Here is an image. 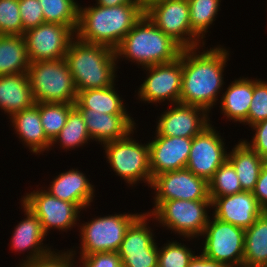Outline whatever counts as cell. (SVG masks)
Wrapping results in <instances>:
<instances>
[{
	"mask_svg": "<svg viewBox=\"0 0 267 267\" xmlns=\"http://www.w3.org/2000/svg\"><path fill=\"white\" fill-rule=\"evenodd\" d=\"M30 62L65 57L75 33L66 25L43 23L24 32Z\"/></svg>",
	"mask_w": 267,
	"mask_h": 267,
	"instance_id": "7c38bea8",
	"label": "cell"
},
{
	"mask_svg": "<svg viewBox=\"0 0 267 267\" xmlns=\"http://www.w3.org/2000/svg\"><path fill=\"white\" fill-rule=\"evenodd\" d=\"M96 1L97 5L105 7L118 6L126 3H140L139 0H96Z\"/></svg>",
	"mask_w": 267,
	"mask_h": 267,
	"instance_id": "ee69618b",
	"label": "cell"
},
{
	"mask_svg": "<svg viewBox=\"0 0 267 267\" xmlns=\"http://www.w3.org/2000/svg\"><path fill=\"white\" fill-rule=\"evenodd\" d=\"M243 265L267 267V216L264 213L245 230Z\"/></svg>",
	"mask_w": 267,
	"mask_h": 267,
	"instance_id": "f1b7e54d",
	"label": "cell"
},
{
	"mask_svg": "<svg viewBox=\"0 0 267 267\" xmlns=\"http://www.w3.org/2000/svg\"><path fill=\"white\" fill-rule=\"evenodd\" d=\"M35 104L27 73L0 76V108L11 117Z\"/></svg>",
	"mask_w": 267,
	"mask_h": 267,
	"instance_id": "603a6c76",
	"label": "cell"
},
{
	"mask_svg": "<svg viewBox=\"0 0 267 267\" xmlns=\"http://www.w3.org/2000/svg\"><path fill=\"white\" fill-rule=\"evenodd\" d=\"M195 254L177 241L166 243L158 249V267H187Z\"/></svg>",
	"mask_w": 267,
	"mask_h": 267,
	"instance_id": "e575fe53",
	"label": "cell"
},
{
	"mask_svg": "<svg viewBox=\"0 0 267 267\" xmlns=\"http://www.w3.org/2000/svg\"><path fill=\"white\" fill-rule=\"evenodd\" d=\"M182 49L144 14L122 39L115 54L117 59L123 56L145 68L175 60Z\"/></svg>",
	"mask_w": 267,
	"mask_h": 267,
	"instance_id": "277c9868",
	"label": "cell"
},
{
	"mask_svg": "<svg viewBox=\"0 0 267 267\" xmlns=\"http://www.w3.org/2000/svg\"><path fill=\"white\" fill-rule=\"evenodd\" d=\"M30 63L23 35H0V76L27 73Z\"/></svg>",
	"mask_w": 267,
	"mask_h": 267,
	"instance_id": "4316f807",
	"label": "cell"
},
{
	"mask_svg": "<svg viewBox=\"0 0 267 267\" xmlns=\"http://www.w3.org/2000/svg\"><path fill=\"white\" fill-rule=\"evenodd\" d=\"M165 0H139L141 7L143 9V11L145 12L148 8H150L151 6H153L156 3L162 2Z\"/></svg>",
	"mask_w": 267,
	"mask_h": 267,
	"instance_id": "f6af8a7d",
	"label": "cell"
},
{
	"mask_svg": "<svg viewBox=\"0 0 267 267\" xmlns=\"http://www.w3.org/2000/svg\"><path fill=\"white\" fill-rule=\"evenodd\" d=\"M91 140L84 118L81 112L74 107L67 117L65 126L62 128L58 136L51 143V147L60 143V147L71 149L87 144ZM87 142V143H86Z\"/></svg>",
	"mask_w": 267,
	"mask_h": 267,
	"instance_id": "4dcf8cb0",
	"label": "cell"
},
{
	"mask_svg": "<svg viewBox=\"0 0 267 267\" xmlns=\"http://www.w3.org/2000/svg\"><path fill=\"white\" fill-rule=\"evenodd\" d=\"M107 142L104 145L107 161L120 178L129 185L142 181L151 185L152 176L149 165V144L143 145L130 137Z\"/></svg>",
	"mask_w": 267,
	"mask_h": 267,
	"instance_id": "52a82bcc",
	"label": "cell"
},
{
	"mask_svg": "<svg viewBox=\"0 0 267 267\" xmlns=\"http://www.w3.org/2000/svg\"><path fill=\"white\" fill-rule=\"evenodd\" d=\"M59 253V254H58ZM73 255L72 250L68 252H54L50 251L49 253L40 256L29 262H23L19 267H64L65 262Z\"/></svg>",
	"mask_w": 267,
	"mask_h": 267,
	"instance_id": "f35d334b",
	"label": "cell"
},
{
	"mask_svg": "<svg viewBox=\"0 0 267 267\" xmlns=\"http://www.w3.org/2000/svg\"><path fill=\"white\" fill-rule=\"evenodd\" d=\"M78 110L84 118L90 138L101 142V145L123 139L135 128L136 123L129 114H104L93 109Z\"/></svg>",
	"mask_w": 267,
	"mask_h": 267,
	"instance_id": "ffe728a7",
	"label": "cell"
},
{
	"mask_svg": "<svg viewBox=\"0 0 267 267\" xmlns=\"http://www.w3.org/2000/svg\"><path fill=\"white\" fill-rule=\"evenodd\" d=\"M21 201L39 218L46 235L51 228L66 231L75 226L81 211L76 204L58 199L47 190H34L27 193Z\"/></svg>",
	"mask_w": 267,
	"mask_h": 267,
	"instance_id": "5bb4252c",
	"label": "cell"
},
{
	"mask_svg": "<svg viewBox=\"0 0 267 267\" xmlns=\"http://www.w3.org/2000/svg\"><path fill=\"white\" fill-rule=\"evenodd\" d=\"M145 14L140 3L81 7L75 37L86 43L117 48L125 35Z\"/></svg>",
	"mask_w": 267,
	"mask_h": 267,
	"instance_id": "7a4b0ae2",
	"label": "cell"
},
{
	"mask_svg": "<svg viewBox=\"0 0 267 267\" xmlns=\"http://www.w3.org/2000/svg\"><path fill=\"white\" fill-rule=\"evenodd\" d=\"M27 74L35 103H76V86L64 58L31 62Z\"/></svg>",
	"mask_w": 267,
	"mask_h": 267,
	"instance_id": "5b68a950",
	"label": "cell"
},
{
	"mask_svg": "<svg viewBox=\"0 0 267 267\" xmlns=\"http://www.w3.org/2000/svg\"><path fill=\"white\" fill-rule=\"evenodd\" d=\"M267 119V82L253 80V97L248 113V118L244 124L252 126Z\"/></svg>",
	"mask_w": 267,
	"mask_h": 267,
	"instance_id": "8d00e7d4",
	"label": "cell"
},
{
	"mask_svg": "<svg viewBox=\"0 0 267 267\" xmlns=\"http://www.w3.org/2000/svg\"><path fill=\"white\" fill-rule=\"evenodd\" d=\"M72 252H74L73 255L65 262V266L64 267H72V266L75 267V264L73 265V262H74L73 259H74V256H75L76 252L75 251H72ZM81 262L83 264V265H81V267H87L86 264L83 261H81Z\"/></svg>",
	"mask_w": 267,
	"mask_h": 267,
	"instance_id": "bcb514c9",
	"label": "cell"
},
{
	"mask_svg": "<svg viewBox=\"0 0 267 267\" xmlns=\"http://www.w3.org/2000/svg\"><path fill=\"white\" fill-rule=\"evenodd\" d=\"M0 35H23L19 0H0Z\"/></svg>",
	"mask_w": 267,
	"mask_h": 267,
	"instance_id": "d590c367",
	"label": "cell"
},
{
	"mask_svg": "<svg viewBox=\"0 0 267 267\" xmlns=\"http://www.w3.org/2000/svg\"><path fill=\"white\" fill-rule=\"evenodd\" d=\"M19 11L23 24V35L26 30L45 23L42 7L38 0H19Z\"/></svg>",
	"mask_w": 267,
	"mask_h": 267,
	"instance_id": "74e56055",
	"label": "cell"
},
{
	"mask_svg": "<svg viewBox=\"0 0 267 267\" xmlns=\"http://www.w3.org/2000/svg\"><path fill=\"white\" fill-rule=\"evenodd\" d=\"M141 214H115L97 217L80 226V256L101 252H118L125 233Z\"/></svg>",
	"mask_w": 267,
	"mask_h": 267,
	"instance_id": "ba28073f",
	"label": "cell"
},
{
	"mask_svg": "<svg viewBox=\"0 0 267 267\" xmlns=\"http://www.w3.org/2000/svg\"><path fill=\"white\" fill-rule=\"evenodd\" d=\"M148 217L141 213L125 233L117 252L124 267H158V246L148 227Z\"/></svg>",
	"mask_w": 267,
	"mask_h": 267,
	"instance_id": "4fadbf2b",
	"label": "cell"
},
{
	"mask_svg": "<svg viewBox=\"0 0 267 267\" xmlns=\"http://www.w3.org/2000/svg\"><path fill=\"white\" fill-rule=\"evenodd\" d=\"M155 136V139L148 143L152 179L164 172L186 168L192 138Z\"/></svg>",
	"mask_w": 267,
	"mask_h": 267,
	"instance_id": "ac0fdd59",
	"label": "cell"
},
{
	"mask_svg": "<svg viewBox=\"0 0 267 267\" xmlns=\"http://www.w3.org/2000/svg\"><path fill=\"white\" fill-rule=\"evenodd\" d=\"M220 0H188L191 30L201 39L215 21Z\"/></svg>",
	"mask_w": 267,
	"mask_h": 267,
	"instance_id": "d6a6232c",
	"label": "cell"
},
{
	"mask_svg": "<svg viewBox=\"0 0 267 267\" xmlns=\"http://www.w3.org/2000/svg\"><path fill=\"white\" fill-rule=\"evenodd\" d=\"M256 132L252 141L243 140L251 149L267 160V119L251 126Z\"/></svg>",
	"mask_w": 267,
	"mask_h": 267,
	"instance_id": "60d3db41",
	"label": "cell"
},
{
	"mask_svg": "<svg viewBox=\"0 0 267 267\" xmlns=\"http://www.w3.org/2000/svg\"><path fill=\"white\" fill-rule=\"evenodd\" d=\"M21 204L26 218L17 224L12 236L11 247L14 248V251H20V253L30 249L29 256L24 260V262H29L49 253L51 248L43 247L42 242L47 235L43 231L39 218L27 206Z\"/></svg>",
	"mask_w": 267,
	"mask_h": 267,
	"instance_id": "7402d4cb",
	"label": "cell"
},
{
	"mask_svg": "<svg viewBox=\"0 0 267 267\" xmlns=\"http://www.w3.org/2000/svg\"><path fill=\"white\" fill-rule=\"evenodd\" d=\"M203 252L206 258L225 264L227 267L243 265L245 230L213 216L204 232Z\"/></svg>",
	"mask_w": 267,
	"mask_h": 267,
	"instance_id": "9c48e42d",
	"label": "cell"
},
{
	"mask_svg": "<svg viewBox=\"0 0 267 267\" xmlns=\"http://www.w3.org/2000/svg\"><path fill=\"white\" fill-rule=\"evenodd\" d=\"M44 14L45 23L68 26L76 32L79 5L75 0H38Z\"/></svg>",
	"mask_w": 267,
	"mask_h": 267,
	"instance_id": "f546056e",
	"label": "cell"
},
{
	"mask_svg": "<svg viewBox=\"0 0 267 267\" xmlns=\"http://www.w3.org/2000/svg\"><path fill=\"white\" fill-rule=\"evenodd\" d=\"M75 38L71 40L64 59L77 92L102 89L115 84V50Z\"/></svg>",
	"mask_w": 267,
	"mask_h": 267,
	"instance_id": "3957f363",
	"label": "cell"
},
{
	"mask_svg": "<svg viewBox=\"0 0 267 267\" xmlns=\"http://www.w3.org/2000/svg\"><path fill=\"white\" fill-rule=\"evenodd\" d=\"M115 84L102 89H90L77 92V109H93L104 114H128L123 100L116 93Z\"/></svg>",
	"mask_w": 267,
	"mask_h": 267,
	"instance_id": "83f0119b",
	"label": "cell"
},
{
	"mask_svg": "<svg viewBox=\"0 0 267 267\" xmlns=\"http://www.w3.org/2000/svg\"><path fill=\"white\" fill-rule=\"evenodd\" d=\"M187 267H227L221 262L206 258L204 255H195Z\"/></svg>",
	"mask_w": 267,
	"mask_h": 267,
	"instance_id": "7bdbcfd3",
	"label": "cell"
},
{
	"mask_svg": "<svg viewBox=\"0 0 267 267\" xmlns=\"http://www.w3.org/2000/svg\"><path fill=\"white\" fill-rule=\"evenodd\" d=\"M51 183L47 191L50 195L74 203L81 210L93 201L94 185L77 169L62 172Z\"/></svg>",
	"mask_w": 267,
	"mask_h": 267,
	"instance_id": "44dd1931",
	"label": "cell"
},
{
	"mask_svg": "<svg viewBox=\"0 0 267 267\" xmlns=\"http://www.w3.org/2000/svg\"><path fill=\"white\" fill-rule=\"evenodd\" d=\"M242 187L233 165L226 160L208 181L209 197H223L242 192Z\"/></svg>",
	"mask_w": 267,
	"mask_h": 267,
	"instance_id": "836d02e7",
	"label": "cell"
},
{
	"mask_svg": "<svg viewBox=\"0 0 267 267\" xmlns=\"http://www.w3.org/2000/svg\"><path fill=\"white\" fill-rule=\"evenodd\" d=\"M174 106L160 116L156 135L193 138L210 124L205 109L183 103Z\"/></svg>",
	"mask_w": 267,
	"mask_h": 267,
	"instance_id": "e0dca14e",
	"label": "cell"
},
{
	"mask_svg": "<svg viewBox=\"0 0 267 267\" xmlns=\"http://www.w3.org/2000/svg\"><path fill=\"white\" fill-rule=\"evenodd\" d=\"M153 211L147 212L150 217L159 221L175 234L185 238H196L202 235L209 221L207 208H211V200H169L154 201Z\"/></svg>",
	"mask_w": 267,
	"mask_h": 267,
	"instance_id": "8992f818",
	"label": "cell"
},
{
	"mask_svg": "<svg viewBox=\"0 0 267 267\" xmlns=\"http://www.w3.org/2000/svg\"><path fill=\"white\" fill-rule=\"evenodd\" d=\"M75 107L72 103H41L39 114L46 137L53 142L65 126L69 112Z\"/></svg>",
	"mask_w": 267,
	"mask_h": 267,
	"instance_id": "1f68e13d",
	"label": "cell"
},
{
	"mask_svg": "<svg viewBox=\"0 0 267 267\" xmlns=\"http://www.w3.org/2000/svg\"><path fill=\"white\" fill-rule=\"evenodd\" d=\"M87 267H124L117 252H101L80 256Z\"/></svg>",
	"mask_w": 267,
	"mask_h": 267,
	"instance_id": "ab89813d",
	"label": "cell"
},
{
	"mask_svg": "<svg viewBox=\"0 0 267 267\" xmlns=\"http://www.w3.org/2000/svg\"><path fill=\"white\" fill-rule=\"evenodd\" d=\"M12 125L18 138L31 149L33 153H40L51 148V141L46 137L39 114V102L32 107L15 113L11 117Z\"/></svg>",
	"mask_w": 267,
	"mask_h": 267,
	"instance_id": "cb8c5ba5",
	"label": "cell"
},
{
	"mask_svg": "<svg viewBox=\"0 0 267 267\" xmlns=\"http://www.w3.org/2000/svg\"><path fill=\"white\" fill-rule=\"evenodd\" d=\"M144 69L149 72L138 91L140 101L159 103L169 100L173 105L179 103L182 82V51L179 57L171 62Z\"/></svg>",
	"mask_w": 267,
	"mask_h": 267,
	"instance_id": "8fae6325",
	"label": "cell"
},
{
	"mask_svg": "<svg viewBox=\"0 0 267 267\" xmlns=\"http://www.w3.org/2000/svg\"><path fill=\"white\" fill-rule=\"evenodd\" d=\"M252 193L263 209L267 207V160L264 162L261 168L259 178L257 179Z\"/></svg>",
	"mask_w": 267,
	"mask_h": 267,
	"instance_id": "b9f144b4",
	"label": "cell"
},
{
	"mask_svg": "<svg viewBox=\"0 0 267 267\" xmlns=\"http://www.w3.org/2000/svg\"><path fill=\"white\" fill-rule=\"evenodd\" d=\"M149 187L155 190L154 201L211 200L208 182L186 168L155 176Z\"/></svg>",
	"mask_w": 267,
	"mask_h": 267,
	"instance_id": "2e32d148",
	"label": "cell"
},
{
	"mask_svg": "<svg viewBox=\"0 0 267 267\" xmlns=\"http://www.w3.org/2000/svg\"><path fill=\"white\" fill-rule=\"evenodd\" d=\"M252 97L253 79H235L220 99L222 113L229 120L244 123L248 118Z\"/></svg>",
	"mask_w": 267,
	"mask_h": 267,
	"instance_id": "484cf974",
	"label": "cell"
},
{
	"mask_svg": "<svg viewBox=\"0 0 267 267\" xmlns=\"http://www.w3.org/2000/svg\"><path fill=\"white\" fill-rule=\"evenodd\" d=\"M182 49V82L179 103L198 106L208 113L216 105L224 84L222 76L229 53L218 46L207 51ZM199 54H197L198 52Z\"/></svg>",
	"mask_w": 267,
	"mask_h": 267,
	"instance_id": "6da1fadb",
	"label": "cell"
},
{
	"mask_svg": "<svg viewBox=\"0 0 267 267\" xmlns=\"http://www.w3.org/2000/svg\"><path fill=\"white\" fill-rule=\"evenodd\" d=\"M145 15L183 49L199 46L200 38L191 30L188 0H165L154 4Z\"/></svg>",
	"mask_w": 267,
	"mask_h": 267,
	"instance_id": "30bf717a",
	"label": "cell"
},
{
	"mask_svg": "<svg viewBox=\"0 0 267 267\" xmlns=\"http://www.w3.org/2000/svg\"><path fill=\"white\" fill-rule=\"evenodd\" d=\"M263 213L267 216V207L263 209Z\"/></svg>",
	"mask_w": 267,
	"mask_h": 267,
	"instance_id": "7dc6e473",
	"label": "cell"
},
{
	"mask_svg": "<svg viewBox=\"0 0 267 267\" xmlns=\"http://www.w3.org/2000/svg\"><path fill=\"white\" fill-rule=\"evenodd\" d=\"M227 160L235 168L242 190L252 192L266 160L244 141L235 145L232 152L228 153Z\"/></svg>",
	"mask_w": 267,
	"mask_h": 267,
	"instance_id": "d4e9b609",
	"label": "cell"
},
{
	"mask_svg": "<svg viewBox=\"0 0 267 267\" xmlns=\"http://www.w3.org/2000/svg\"><path fill=\"white\" fill-rule=\"evenodd\" d=\"M215 208L213 216L220 221L230 223L244 230L251 227L263 213L252 192L242 191L223 197H210Z\"/></svg>",
	"mask_w": 267,
	"mask_h": 267,
	"instance_id": "d6986e66",
	"label": "cell"
},
{
	"mask_svg": "<svg viewBox=\"0 0 267 267\" xmlns=\"http://www.w3.org/2000/svg\"><path fill=\"white\" fill-rule=\"evenodd\" d=\"M209 124L192 138L186 169L207 182L227 160V151L222 137Z\"/></svg>",
	"mask_w": 267,
	"mask_h": 267,
	"instance_id": "9a60e30c",
	"label": "cell"
}]
</instances>
